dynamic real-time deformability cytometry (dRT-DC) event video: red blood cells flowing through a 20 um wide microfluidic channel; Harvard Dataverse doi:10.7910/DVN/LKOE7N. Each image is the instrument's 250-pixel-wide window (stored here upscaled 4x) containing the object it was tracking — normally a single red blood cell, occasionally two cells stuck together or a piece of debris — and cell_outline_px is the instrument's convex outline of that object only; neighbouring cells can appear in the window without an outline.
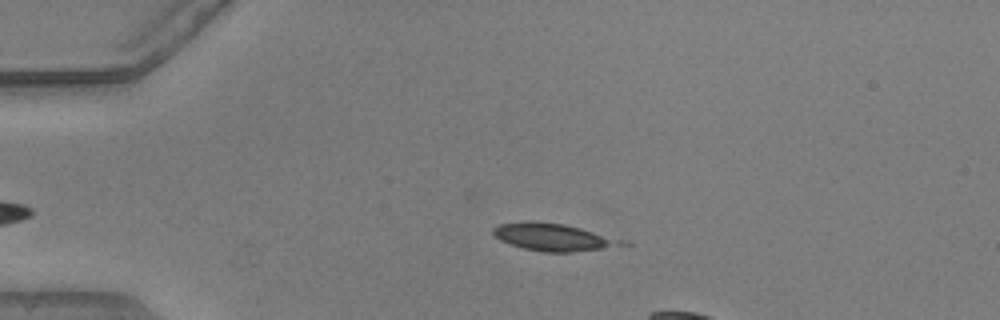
{"species": "common noctule bat (a hibernating species)", "species_latin": "Nyctalus noctula", "temperature_condition": "warm", "stored_images_in_passage": 10, "camera_frame_rate_fps": 3000, "um_per_image_px": 0.085, "animal": {"sex": "male", "body_mass_g": 20.5, "forearm_length_mm": 52.5}, "frame": {"image": 1, "passage_image": 5, "time_ms": 1.333, "image_size_px": [1000, 320], "cell_outline_px": [[608, 244], [600, 248], [572, 252], [544, 252], [524, 248], [508, 244], [500, 240], [492, 232], [492, 228], [500, 224], [524, 220], [532, 220], [564, 224], [580, 228], [592, 232], [608, 240]], "centroid_in_image_um": [46.58, 20.11], "position_along_channel_um": 38.4, "area_um2": 19.02}}